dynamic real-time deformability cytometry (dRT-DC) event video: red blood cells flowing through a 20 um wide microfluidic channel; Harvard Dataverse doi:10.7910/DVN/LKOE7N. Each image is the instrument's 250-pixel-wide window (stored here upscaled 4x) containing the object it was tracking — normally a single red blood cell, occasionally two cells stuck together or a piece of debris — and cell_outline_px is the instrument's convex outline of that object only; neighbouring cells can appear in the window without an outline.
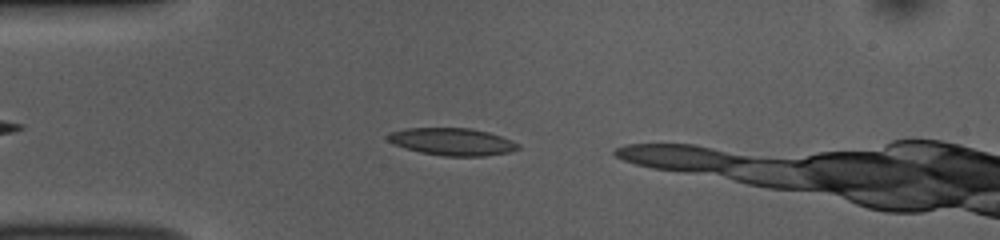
{"species": "common noctule bat (a hibernating species)", "species_latin": "Nyctalus noctula", "temperature_condition": "room temperature", "stored_images_in_passage": 12, "camera_frame_rate_fps": 3000, "um_per_image_px": 0.085, "animal": {"sex": "female", "body_mass_g": 10.0, "forearm_length_mm": 53.1}, "frame": {"image": 1, "passage_image": 6, "time_ms": 1.667, "image_size_px": [1000, 240], "cell_outline_px": [[516, 148], [504, 152], [476, 156], [452, 156], [424, 152], [408, 148], [396, 144], [388, 140], [388, 136], [392, 132], [412, 128], [464, 128], [484, 132], [508, 140], [516, 144]], "centroid_in_image_um": [38.35, 12.03], "position_along_channel_um": 46.7, "area_um2": 19.25}}
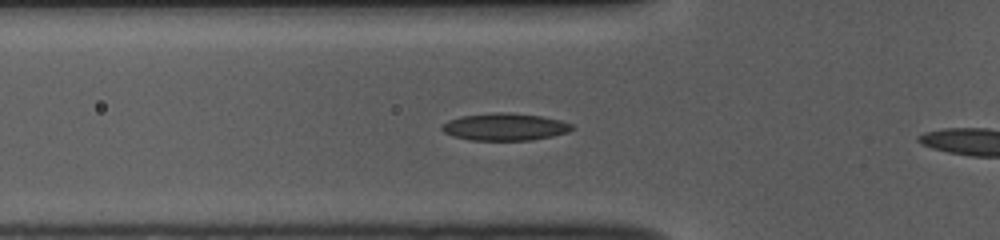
{"frame": {"image": 2, "passage_image": 10, "time_ms": 3.0, "image_size_px": [1000, 240], "cell_outline_px": [[572, 128], [564, 132], [548, 136], [524, 140], [476, 140], [456, 136], [448, 132], [444, 128], [444, 124], [452, 120], [464, 116], [536, 116], [556, 120], [568, 124]], "centroid_in_image_um": [42.91, 10.85], "position_along_channel_um": 82.9, "area_um2": 18.03}}